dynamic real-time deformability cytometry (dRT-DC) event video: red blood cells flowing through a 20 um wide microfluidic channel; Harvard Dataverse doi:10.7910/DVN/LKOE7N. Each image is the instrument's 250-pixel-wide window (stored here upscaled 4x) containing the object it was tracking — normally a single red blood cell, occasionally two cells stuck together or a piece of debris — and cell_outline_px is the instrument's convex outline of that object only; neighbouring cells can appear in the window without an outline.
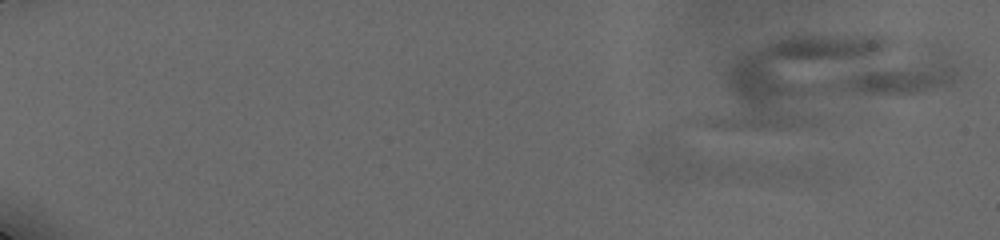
{"species": "human", "species_latin": "Homo sapiens", "temperature_condition": "cold", "stored_images_in_passage": 6, "camera_frame_rate_fps": 3000, "um_per_image_px": 0.085, "donor": {"sex": "male"}, "frame": {"image": 1, "passage_image": 1, "time_ms": 0.0, "image_size_px": [1000, 240], "cell_outline_px": [[840, 164], [824, 180], [808, 184], [660, 180], [652, 176], [644, 168], [640, 152], [644, 144], [660, 136], [824, 156], [836, 160]], "centroid_in_image_um": [62.13, 13.86], "position_along_channel_um": 22.9, "area_um2": 48.55}}